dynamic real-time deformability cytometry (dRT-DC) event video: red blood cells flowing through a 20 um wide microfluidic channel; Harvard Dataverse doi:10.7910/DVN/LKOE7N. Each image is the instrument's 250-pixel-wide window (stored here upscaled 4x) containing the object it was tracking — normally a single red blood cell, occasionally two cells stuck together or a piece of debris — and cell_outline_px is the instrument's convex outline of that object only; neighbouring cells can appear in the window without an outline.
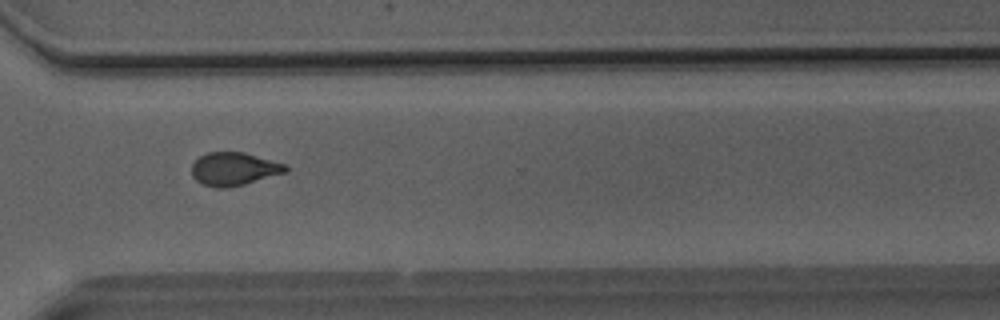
{"species": "Egyptian fruit bat (a non-hibernating species)", "species_latin": "Rousettus aegyptiacus", "temperature_condition": "room temperature", "stored_images_in_passage": 51, "camera_frame_rate_fps": 3000, "um_per_image_px": 0.085, "animal": {"sex": "male"}, "frame": {"image": 1, "passage_image": 38, "time_ms": 12.333, "image_size_px": [1000, 320], "cell_outline_px": [[288, 172], [244, 184], [228, 188], [216, 188], [204, 184], [196, 180], [192, 176], [192, 164], [200, 156], [208, 152], [244, 152], [288, 164]], "centroid_in_image_um": [19.93, 14.36], "position_along_channel_um": 350.7, "area_um2": 18.26}}
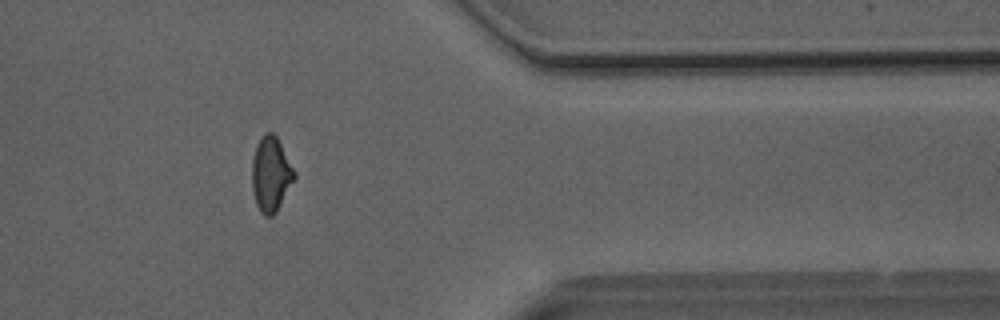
{"frame": {"image": 2, "passage_image": 42, "time_ms": 13.667, "image_size_px": [1000, 320], "cell_outline_px": [[296, 176], [276, 212], [272, 216], [264, 216], [260, 212], [256, 204], [252, 188], [252, 160], [256, 144], [264, 132], [272, 132], [276, 136], [296, 172]], "centroid_in_image_um": [23.01, 14.8], "position_along_channel_um": 388.4, "area_um2": 18.44}}
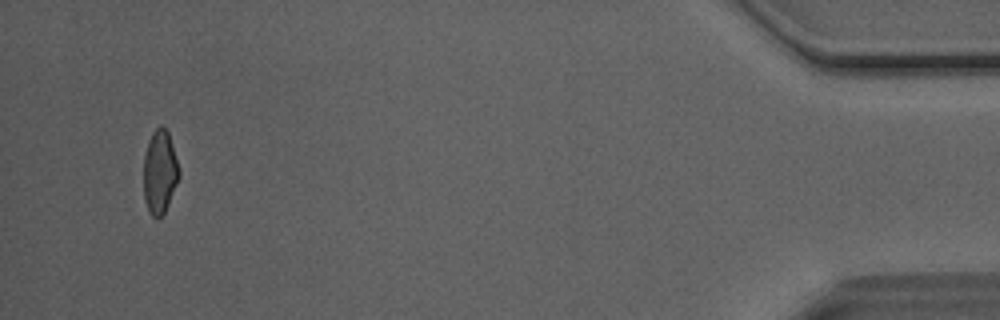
{"frame": {"image": 3, "passage_image": 49, "time_ms": 16.0, "image_size_px": [1000, 320], "cell_outline_px": [[180, 176], [164, 212], [156, 220], [148, 212], [144, 200], [144, 156], [148, 140], [152, 132], [160, 124], [168, 132], [180, 172]], "centroid_in_image_um": [13.56, 14.62], "position_along_channel_um": 421.6, "area_um2": 17.17}, "authors_computed_cell_mechanics": {"area_um2": 18.5538, "velocity_mm_per_s": 4.1068, "shape_relaxation_time_tau1_ms": 6.1966, "shape_relaxation_time_tau2_ms": 1.5288, "deformation_change_tau1": 0.1616, "deformation_change_tau2": 0.079}}